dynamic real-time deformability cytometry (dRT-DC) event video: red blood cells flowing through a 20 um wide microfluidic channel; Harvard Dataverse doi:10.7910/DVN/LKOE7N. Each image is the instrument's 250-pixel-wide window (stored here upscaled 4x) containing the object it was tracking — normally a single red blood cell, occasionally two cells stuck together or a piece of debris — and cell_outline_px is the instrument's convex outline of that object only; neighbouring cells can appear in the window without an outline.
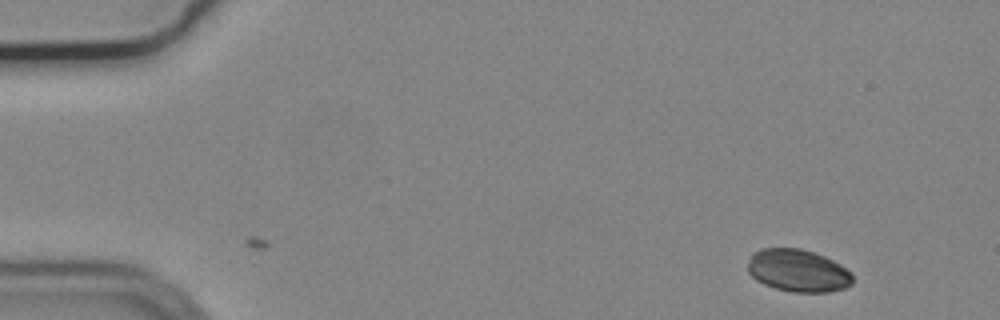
{"species": "common noctule bat (a hibernating species)", "species_latin": "Nyctalus noctula", "temperature_condition": "cold", "stored_images_in_passage": 4, "camera_frame_rate_fps": 3000, "um_per_image_px": 0.085, "animal": {"sex": "male", "body_mass_g": 19.2, "forearm_length_mm": 51.8}, "frame": {"image": 1, "passage_image": 4, "time_ms": 1.0, "image_size_px": [1000, 320], "cell_outline_px": [[852, 284], [844, 288], [828, 292], [792, 292], [776, 288], [764, 284], [756, 280], [748, 272], [748, 264], [752, 252], [760, 248], [800, 248], [824, 256], [840, 264], [852, 272]], "centroid_in_image_um": [67.82, 23.0], "position_along_channel_um": 17.2, "area_um2": 26.01}}